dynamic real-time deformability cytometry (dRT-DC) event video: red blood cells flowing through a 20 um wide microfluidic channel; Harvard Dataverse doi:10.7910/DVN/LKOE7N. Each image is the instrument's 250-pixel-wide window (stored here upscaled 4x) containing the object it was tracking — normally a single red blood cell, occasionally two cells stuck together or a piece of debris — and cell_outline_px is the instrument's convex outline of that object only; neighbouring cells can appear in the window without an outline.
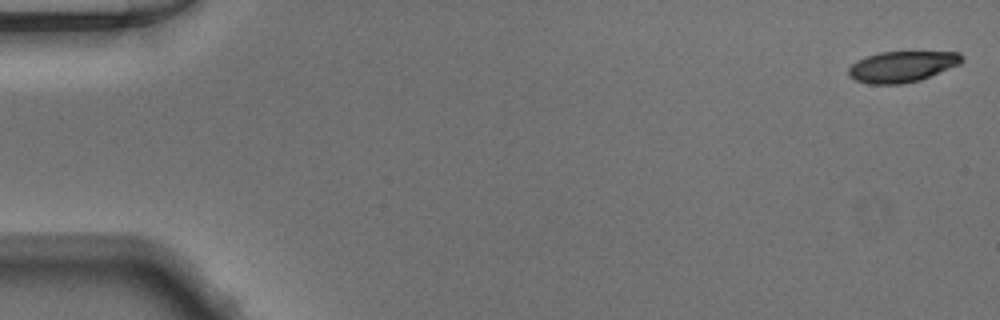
{"species": "Egyptian fruit bat (a non-hibernating species)", "species_latin": "Rousettus aegyptiacus", "temperature_condition": "warm", "stored_images_in_passage": 10, "camera_frame_rate_fps": 3000, "um_per_image_px": 0.085, "animal": {"sex": "male"}, "frame": {"image": 1, "passage_image": 1, "time_ms": 0.0, "image_size_px": [1000, 320], "cell_outline_px": [[964, 60], [960, 64], [920, 80], [900, 84], [868, 84], [856, 80], [848, 76], [848, 68], [852, 64], [868, 56], [880, 52], [960, 52], [964, 56]], "centroid_in_image_um": [76.7, 5.66], "position_along_channel_um": 8.3, "area_um2": 20.35}}